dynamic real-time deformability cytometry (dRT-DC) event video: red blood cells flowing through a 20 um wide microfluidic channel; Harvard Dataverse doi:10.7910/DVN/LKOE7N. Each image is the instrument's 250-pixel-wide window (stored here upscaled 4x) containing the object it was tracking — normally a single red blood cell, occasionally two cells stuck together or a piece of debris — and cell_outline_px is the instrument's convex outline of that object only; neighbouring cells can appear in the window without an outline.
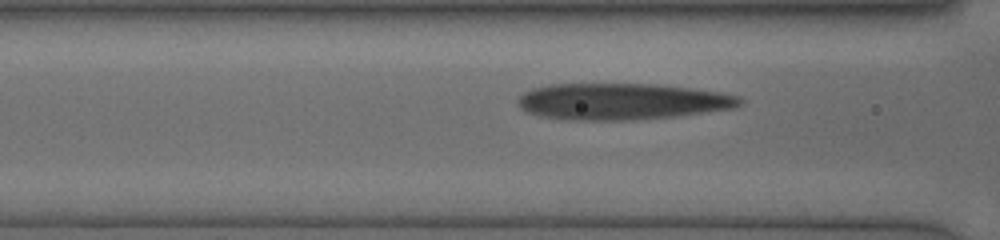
{"species": "human", "species_latin": "Homo sapiens", "temperature_condition": "cold", "stored_images_in_passage": 29, "camera_frame_rate_fps": 3000, "um_per_image_px": 0.085, "donor": {"sex": "female"}, "frame": {"image": 1, "passage_image": 7, "time_ms": 2.0, "image_size_px": [1000, 240], "cell_outline_px": [[744, 104], [732, 108], [676, 116], [628, 120], [568, 120], [540, 116], [524, 112], [520, 108], [516, 100], [524, 92], [532, 88], [548, 84], [656, 84], [720, 92], [740, 96], [744, 100]], "centroid_in_image_um": [52.82, 8.62], "position_along_channel_um": 113.8, "area_um2": 47.34}}
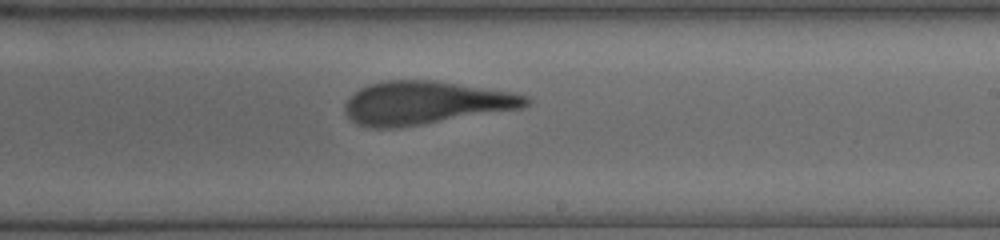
{"frame": {"image": 2, "passage_image": 16, "time_ms": 5.333, "image_size_px": [1000, 240], "cell_outline_px": [[532, 100], [528, 104], [520, 108], [396, 128], [372, 128], [360, 124], [352, 120], [344, 112], [344, 104], [360, 88], [368, 84], [388, 80], [432, 80], [512, 92], [528, 96]], "centroid_in_image_um": [36.13, 8.73], "position_along_channel_um": 252.9, "area_um2": 44.91}}
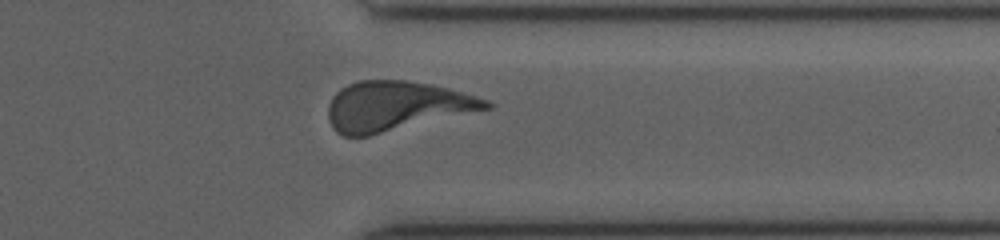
{"frame": {"image": 3, "passage_image": 25, "time_ms": 8.333, "image_size_px": [1000, 240], "cell_outline_px": [[496, 104], [492, 108], [368, 136], [344, 136], [336, 132], [332, 128], [328, 116], [328, 104], [332, 96], [340, 88], [356, 80], [408, 80], [432, 84], [448, 88], [476, 96], [488, 100]], "centroid_in_image_um": [33.67, 9.01], "position_along_channel_um": 377.7, "area_um2": 45.84}}